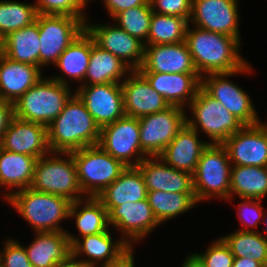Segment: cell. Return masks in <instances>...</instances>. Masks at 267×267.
Returning <instances> with one entry per match:
<instances>
[{"instance_id":"10","label":"cell","mask_w":267,"mask_h":267,"mask_svg":"<svg viewBox=\"0 0 267 267\" xmlns=\"http://www.w3.org/2000/svg\"><path fill=\"white\" fill-rule=\"evenodd\" d=\"M252 70L247 63L243 68L231 73H211L201 77V87L244 126L259 124L261 120L247 92L227 79L237 74L251 73Z\"/></svg>"},{"instance_id":"31","label":"cell","mask_w":267,"mask_h":267,"mask_svg":"<svg viewBox=\"0 0 267 267\" xmlns=\"http://www.w3.org/2000/svg\"><path fill=\"white\" fill-rule=\"evenodd\" d=\"M71 218L75 219L81 238L102 233L109 229L107 209L97 197H85L71 202L69 219Z\"/></svg>"},{"instance_id":"20","label":"cell","mask_w":267,"mask_h":267,"mask_svg":"<svg viewBox=\"0 0 267 267\" xmlns=\"http://www.w3.org/2000/svg\"><path fill=\"white\" fill-rule=\"evenodd\" d=\"M66 234L72 244V253L78 258L85 255L87 260L82 257L81 260L91 267H98L115 261L131 247L120 237L118 240L117 238L113 240V235L109 229L82 238L72 235L68 231Z\"/></svg>"},{"instance_id":"26","label":"cell","mask_w":267,"mask_h":267,"mask_svg":"<svg viewBox=\"0 0 267 267\" xmlns=\"http://www.w3.org/2000/svg\"><path fill=\"white\" fill-rule=\"evenodd\" d=\"M34 240L25 247L28 260L34 267H54L72 254V244L66 232H35Z\"/></svg>"},{"instance_id":"44","label":"cell","mask_w":267,"mask_h":267,"mask_svg":"<svg viewBox=\"0 0 267 267\" xmlns=\"http://www.w3.org/2000/svg\"><path fill=\"white\" fill-rule=\"evenodd\" d=\"M104 2V7L107 9V13L111 18H113L117 13L142 6L146 4L149 0H102Z\"/></svg>"},{"instance_id":"13","label":"cell","mask_w":267,"mask_h":267,"mask_svg":"<svg viewBox=\"0 0 267 267\" xmlns=\"http://www.w3.org/2000/svg\"><path fill=\"white\" fill-rule=\"evenodd\" d=\"M108 224L119 230L121 238L131 247L148 237L160 223L155 218L147 198L137 202H125L116 207H105Z\"/></svg>"},{"instance_id":"16","label":"cell","mask_w":267,"mask_h":267,"mask_svg":"<svg viewBox=\"0 0 267 267\" xmlns=\"http://www.w3.org/2000/svg\"><path fill=\"white\" fill-rule=\"evenodd\" d=\"M222 145L232 165L267 167V124L265 122L243 126Z\"/></svg>"},{"instance_id":"34","label":"cell","mask_w":267,"mask_h":267,"mask_svg":"<svg viewBox=\"0 0 267 267\" xmlns=\"http://www.w3.org/2000/svg\"><path fill=\"white\" fill-rule=\"evenodd\" d=\"M147 200L157 221L162 224L198 205L195 193L148 191Z\"/></svg>"},{"instance_id":"32","label":"cell","mask_w":267,"mask_h":267,"mask_svg":"<svg viewBox=\"0 0 267 267\" xmlns=\"http://www.w3.org/2000/svg\"><path fill=\"white\" fill-rule=\"evenodd\" d=\"M229 199H263L267 195V167L232 165ZM236 194V195H234Z\"/></svg>"},{"instance_id":"29","label":"cell","mask_w":267,"mask_h":267,"mask_svg":"<svg viewBox=\"0 0 267 267\" xmlns=\"http://www.w3.org/2000/svg\"><path fill=\"white\" fill-rule=\"evenodd\" d=\"M38 158L0 148V184L7 190H21L32 184ZM12 188V189H11Z\"/></svg>"},{"instance_id":"23","label":"cell","mask_w":267,"mask_h":267,"mask_svg":"<svg viewBox=\"0 0 267 267\" xmlns=\"http://www.w3.org/2000/svg\"><path fill=\"white\" fill-rule=\"evenodd\" d=\"M137 167L148 191L195 193L193 175L169 166L159 156L146 157Z\"/></svg>"},{"instance_id":"19","label":"cell","mask_w":267,"mask_h":267,"mask_svg":"<svg viewBox=\"0 0 267 267\" xmlns=\"http://www.w3.org/2000/svg\"><path fill=\"white\" fill-rule=\"evenodd\" d=\"M121 88L126 116L140 118L170 106L138 70L128 74L121 82Z\"/></svg>"},{"instance_id":"45","label":"cell","mask_w":267,"mask_h":267,"mask_svg":"<svg viewBox=\"0 0 267 267\" xmlns=\"http://www.w3.org/2000/svg\"><path fill=\"white\" fill-rule=\"evenodd\" d=\"M13 117H14L13 103L0 99V142L3 133L7 129Z\"/></svg>"},{"instance_id":"52","label":"cell","mask_w":267,"mask_h":267,"mask_svg":"<svg viewBox=\"0 0 267 267\" xmlns=\"http://www.w3.org/2000/svg\"><path fill=\"white\" fill-rule=\"evenodd\" d=\"M86 6H88L87 4H88V2L90 1V0H81Z\"/></svg>"},{"instance_id":"38","label":"cell","mask_w":267,"mask_h":267,"mask_svg":"<svg viewBox=\"0 0 267 267\" xmlns=\"http://www.w3.org/2000/svg\"><path fill=\"white\" fill-rule=\"evenodd\" d=\"M152 14L153 11L148 1L142 6L123 10L112 19L117 23L118 27L145 44L150 30Z\"/></svg>"},{"instance_id":"36","label":"cell","mask_w":267,"mask_h":267,"mask_svg":"<svg viewBox=\"0 0 267 267\" xmlns=\"http://www.w3.org/2000/svg\"><path fill=\"white\" fill-rule=\"evenodd\" d=\"M230 248L234 258L250 257L267 265V239L260 232L235 231L220 237Z\"/></svg>"},{"instance_id":"14","label":"cell","mask_w":267,"mask_h":267,"mask_svg":"<svg viewBox=\"0 0 267 267\" xmlns=\"http://www.w3.org/2000/svg\"><path fill=\"white\" fill-rule=\"evenodd\" d=\"M237 0H192L189 24L194 27L232 36L241 42Z\"/></svg>"},{"instance_id":"22","label":"cell","mask_w":267,"mask_h":267,"mask_svg":"<svg viewBox=\"0 0 267 267\" xmlns=\"http://www.w3.org/2000/svg\"><path fill=\"white\" fill-rule=\"evenodd\" d=\"M169 105L185 108L201 87L198 73H158L140 72Z\"/></svg>"},{"instance_id":"50","label":"cell","mask_w":267,"mask_h":267,"mask_svg":"<svg viewBox=\"0 0 267 267\" xmlns=\"http://www.w3.org/2000/svg\"><path fill=\"white\" fill-rule=\"evenodd\" d=\"M5 37L0 33V56L4 54Z\"/></svg>"},{"instance_id":"40","label":"cell","mask_w":267,"mask_h":267,"mask_svg":"<svg viewBox=\"0 0 267 267\" xmlns=\"http://www.w3.org/2000/svg\"><path fill=\"white\" fill-rule=\"evenodd\" d=\"M203 267H232L234 255L219 237L213 241L204 253H191Z\"/></svg>"},{"instance_id":"12","label":"cell","mask_w":267,"mask_h":267,"mask_svg":"<svg viewBox=\"0 0 267 267\" xmlns=\"http://www.w3.org/2000/svg\"><path fill=\"white\" fill-rule=\"evenodd\" d=\"M185 108L170 105L139 119L140 146L149 156H159L187 123Z\"/></svg>"},{"instance_id":"25","label":"cell","mask_w":267,"mask_h":267,"mask_svg":"<svg viewBox=\"0 0 267 267\" xmlns=\"http://www.w3.org/2000/svg\"><path fill=\"white\" fill-rule=\"evenodd\" d=\"M38 66L0 56V99L15 103L43 78Z\"/></svg>"},{"instance_id":"6","label":"cell","mask_w":267,"mask_h":267,"mask_svg":"<svg viewBox=\"0 0 267 267\" xmlns=\"http://www.w3.org/2000/svg\"><path fill=\"white\" fill-rule=\"evenodd\" d=\"M231 167L225 147L222 144L209 143L193 174V187L198 203L216 197L224 201L229 199Z\"/></svg>"},{"instance_id":"11","label":"cell","mask_w":267,"mask_h":267,"mask_svg":"<svg viewBox=\"0 0 267 267\" xmlns=\"http://www.w3.org/2000/svg\"><path fill=\"white\" fill-rule=\"evenodd\" d=\"M98 144L127 167H136L149 157L141 149L139 119L135 117L125 115L102 127Z\"/></svg>"},{"instance_id":"21","label":"cell","mask_w":267,"mask_h":267,"mask_svg":"<svg viewBox=\"0 0 267 267\" xmlns=\"http://www.w3.org/2000/svg\"><path fill=\"white\" fill-rule=\"evenodd\" d=\"M139 72L198 73L186 41L176 44L145 45Z\"/></svg>"},{"instance_id":"18","label":"cell","mask_w":267,"mask_h":267,"mask_svg":"<svg viewBox=\"0 0 267 267\" xmlns=\"http://www.w3.org/2000/svg\"><path fill=\"white\" fill-rule=\"evenodd\" d=\"M1 148L36 158L51 153L48 146L47 126L24 121L15 116L11 119L1 139Z\"/></svg>"},{"instance_id":"2","label":"cell","mask_w":267,"mask_h":267,"mask_svg":"<svg viewBox=\"0 0 267 267\" xmlns=\"http://www.w3.org/2000/svg\"><path fill=\"white\" fill-rule=\"evenodd\" d=\"M100 131L83 101L74 93L61 113L47 126L48 146L51 152L70 153L97 145Z\"/></svg>"},{"instance_id":"48","label":"cell","mask_w":267,"mask_h":267,"mask_svg":"<svg viewBox=\"0 0 267 267\" xmlns=\"http://www.w3.org/2000/svg\"><path fill=\"white\" fill-rule=\"evenodd\" d=\"M232 267H264L260 262L250 257L234 258Z\"/></svg>"},{"instance_id":"27","label":"cell","mask_w":267,"mask_h":267,"mask_svg":"<svg viewBox=\"0 0 267 267\" xmlns=\"http://www.w3.org/2000/svg\"><path fill=\"white\" fill-rule=\"evenodd\" d=\"M148 190L140 169L126 167L121 175L107 186L97 198L104 207H116L125 202H137L147 198Z\"/></svg>"},{"instance_id":"5","label":"cell","mask_w":267,"mask_h":267,"mask_svg":"<svg viewBox=\"0 0 267 267\" xmlns=\"http://www.w3.org/2000/svg\"><path fill=\"white\" fill-rule=\"evenodd\" d=\"M30 188L39 192L63 196L71 202L85 198L71 153L51 152L49 156L38 158Z\"/></svg>"},{"instance_id":"4","label":"cell","mask_w":267,"mask_h":267,"mask_svg":"<svg viewBox=\"0 0 267 267\" xmlns=\"http://www.w3.org/2000/svg\"><path fill=\"white\" fill-rule=\"evenodd\" d=\"M5 193L4 201L12 205L35 232H66L59 224L69 218L71 201L67 198L39 192L30 187L11 192L7 190Z\"/></svg>"},{"instance_id":"33","label":"cell","mask_w":267,"mask_h":267,"mask_svg":"<svg viewBox=\"0 0 267 267\" xmlns=\"http://www.w3.org/2000/svg\"><path fill=\"white\" fill-rule=\"evenodd\" d=\"M93 45L94 39L85 29L60 55L54 66L69 79L80 81L81 85L85 79Z\"/></svg>"},{"instance_id":"1","label":"cell","mask_w":267,"mask_h":267,"mask_svg":"<svg viewBox=\"0 0 267 267\" xmlns=\"http://www.w3.org/2000/svg\"><path fill=\"white\" fill-rule=\"evenodd\" d=\"M185 41L201 77L211 73H231L248 63L240 54L241 42L232 36L191 28L188 24Z\"/></svg>"},{"instance_id":"15","label":"cell","mask_w":267,"mask_h":267,"mask_svg":"<svg viewBox=\"0 0 267 267\" xmlns=\"http://www.w3.org/2000/svg\"><path fill=\"white\" fill-rule=\"evenodd\" d=\"M85 23V29L95 43L118 57L132 71L138 70L143 65L145 45L138 38L128 34L116 23L115 25L90 24L87 21Z\"/></svg>"},{"instance_id":"37","label":"cell","mask_w":267,"mask_h":267,"mask_svg":"<svg viewBox=\"0 0 267 267\" xmlns=\"http://www.w3.org/2000/svg\"><path fill=\"white\" fill-rule=\"evenodd\" d=\"M36 16L35 3L0 0V33L6 37L11 32L31 25Z\"/></svg>"},{"instance_id":"17","label":"cell","mask_w":267,"mask_h":267,"mask_svg":"<svg viewBox=\"0 0 267 267\" xmlns=\"http://www.w3.org/2000/svg\"><path fill=\"white\" fill-rule=\"evenodd\" d=\"M77 88L74 92L100 128L125 116L121 84L105 83Z\"/></svg>"},{"instance_id":"9","label":"cell","mask_w":267,"mask_h":267,"mask_svg":"<svg viewBox=\"0 0 267 267\" xmlns=\"http://www.w3.org/2000/svg\"><path fill=\"white\" fill-rule=\"evenodd\" d=\"M40 69L55 64L66 48L85 30L87 17L37 14Z\"/></svg>"},{"instance_id":"41","label":"cell","mask_w":267,"mask_h":267,"mask_svg":"<svg viewBox=\"0 0 267 267\" xmlns=\"http://www.w3.org/2000/svg\"><path fill=\"white\" fill-rule=\"evenodd\" d=\"M240 200L242 202L237 207V216L244 227L239 231L258 232L256 228H258L265 214L261 205L262 199L240 198Z\"/></svg>"},{"instance_id":"35","label":"cell","mask_w":267,"mask_h":267,"mask_svg":"<svg viewBox=\"0 0 267 267\" xmlns=\"http://www.w3.org/2000/svg\"><path fill=\"white\" fill-rule=\"evenodd\" d=\"M188 24L185 18L153 12L144 45L181 43L185 41Z\"/></svg>"},{"instance_id":"49","label":"cell","mask_w":267,"mask_h":267,"mask_svg":"<svg viewBox=\"0 0 267 267\" xmlns=\"http://www.w3.org/2000/svg\"><path fill=\"white\" fill-rule=\"evenodd\" d=\"M182 267H203L199 261L190 253L184 262L182 263Z\"/></svg>"},{"instance_id":"39","label":"cell","mask_w":267,"mask_h":267,"mask_svg":"<svg viewBox=\"0 0 267 267\" xmlns=\"http://www.w3.org/2000/svg\"><path fill=\"white\" fill-rule=\"evenodd\" d=\"M35 7L42 15L86 17V5L81 0H36Z\"/></svg>"},{"instance_id":"51","label":"cell","mask_w":267,"mask_h":267,"mask_svg":"<svg viewBox=\"0 0 267 267\" xmlns=\"http://www.w3.org/2000/svg\"><path fill=\"white\" fill-rule=\"evenodd\" d=\"M265 221V226H266V228H267V214L266 215H263V219H262V222H264ZM265 233L267 234V229L265 230ZM267 235H265L264 237L267 239V237H266Z\"/></svg>"},{"instance_id":"28","label":"cell","mask_w":267,"mask_h":267,"mask_svg":"<svg viewBox=\"0 0 267 267\" xmlns=\"http://www.w3.org/2000/svg\"><path fill=\"white\" fill-rule=\"evenodd\" d=\"M131 71L118 57L99 47L94 41L85 79L80 86L105 83L121 84Z\"/></svg>"},{"instance_id":"47","label":"cell","mask_w":267,"mask_h":267,"mask_svg":"<svg viewBox=\"0 0 267 267\" xmlns=\"http://www.w3.org/2000/svg\"><path fill=\"white\" fill-rule=\"evenodd\" d=\"M54 267H91L83 260H80L73 253L70 254L65 260L58 262Z\"/></svg>"},{"instance_id":"43","label":"cell","mask_w":267,"mask_h":267,"mask_svg":"<svg viewBox=\"0 0 267 267\" xmlns=\"http://www.w3.org/2000/svg\"><path fill=\"white\" fill-rule=\"evenodd\" d=\"M152 11L185 18L188 22L192 12V0H149Z\"/></svg>"},{"instance_id":"24","label":"cell","mask_w":267,"mask_h":267,"mask_svg":"<svg viewBox=\"0 0 267 267\" xmlns=\"http://www.w3.org/2000/svg\"><path fill=\"white\" fill-rule=\"evenodd\" d=\"M198 133L186 123L159 157L169 166L193 175L203 150L209 144L200 140Z\"/></svg>"},{"instance_id":"30","label":"cell","mask_w":267,"mask_h":267,"mask_svg":"<svg viewBox=\"0 0 267 267\" xmlns=\"http://www.w3.org/2000/svg\"><path fill=\"white\" fill-rule=\"evenodd\" d=\"M4 55L13 61L40 68V39L36 20L31 25L11 32L5 37Z\"/></svg>"},{"instance_id":"3","label":"cell","mask_w":267,"mask_h":267,"mask_svg":"<svg viewBox=\"0 0 267 267\" xmlns=\"http://www.w3.org/2000/svg\"><path fill=\"white\" fill-rule=\"evenodd\" d=\"M65 78L61 75L43 77L13 104L14 116L48 126L75 93Z\"/></svg>"},{"instance_id":"7","label":"cell","mask_w":267,"mask_h":267,"mask_svg":"<svg viewBox=\"0 0 267 267\" xmlns=\"http://www.w3.org/2000/svg\"><path fill=\"white\" fill-rule=\"evenodd\" d=\"M70 153L74 158L78 181L85 197H97L127 167L99 144Z\"/></svg>"},{"instance_id":"8","label":"cell","mask_w":267,"mask_h":267,"mask_svg":"<svg viewBox=\"0 0 267 267\" xmlns=\"http://www.w3.org/2000/svg\"><path fill=\"white\" fill-rule=\"evenodd\" d=\"M188 108L191 109L192 117L186 118L187 124L197 132L199 130L204 132L210 139V144H222L244 126L202 87L199 88Z\"/></svg>"},{"instance_id":"46","label":"cell","mask_w":267,"mask_h":267,"mask_svg":"<svg viewBox=\"0 0 267 267\" xmlns=\"http://www.w3.org/2000/svg\"><path fill=\"white\" fill-rule=\"evenodd\" d=\"M133 251V247H130L117 260L100 265V267H135V257Z\"/></svg>"},{"instance_id":"42","label":"cell","mask_w":267,"mask_h":267,"mask_svg":"<svg viewBox=\"0 0 267 267\" xmlns=\"http://www.w3.org/2000/svg\"><path fill=\"white\" fill-rule=\"evenodd\" d=\"M3 251L0 252L1 267H34L28 260L24 244L8 238L4 242Z\"/></svg>"}]
</instances>
